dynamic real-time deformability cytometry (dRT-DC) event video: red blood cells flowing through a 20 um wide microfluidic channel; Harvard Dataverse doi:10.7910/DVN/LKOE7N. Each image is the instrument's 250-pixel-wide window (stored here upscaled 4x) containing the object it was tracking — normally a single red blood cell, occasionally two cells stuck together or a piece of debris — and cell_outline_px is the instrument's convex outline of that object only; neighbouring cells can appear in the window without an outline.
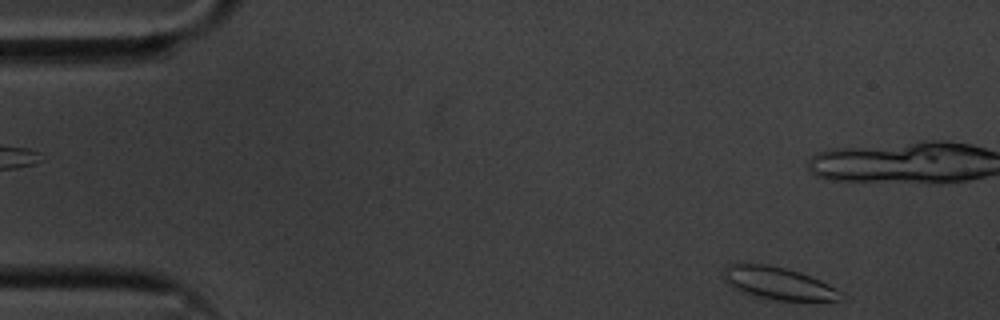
{"species": "common noctule bat (a hibernating species)", "species_latin": "Nyctalus noctula", "temperature_condition": "cold", "stored_images_in_passage": 53, "camera_frame_rate_fps": 3000, "um_per_image_px": 0.085, "animal": {"sex": "male", "body_mass_g": 20.1, "forearm_length_mm": 53.5}, "frame": {"image": 1, "passage_image": 1, "time_ms": 0.0, "image_size_px": [1000, 320], "cell_outline_px": [[848, 296], [844, 300], [776, 300], [744, 292], [732, 288], [724, 280], [724, 268], [728, 264], [768, 264], [800, 272], [820, 280], [836, 288]], "centroid_in_image_um": [66.21, 24.08], "position_along_channel_um": 18.8, "area_um2": 22.02}}
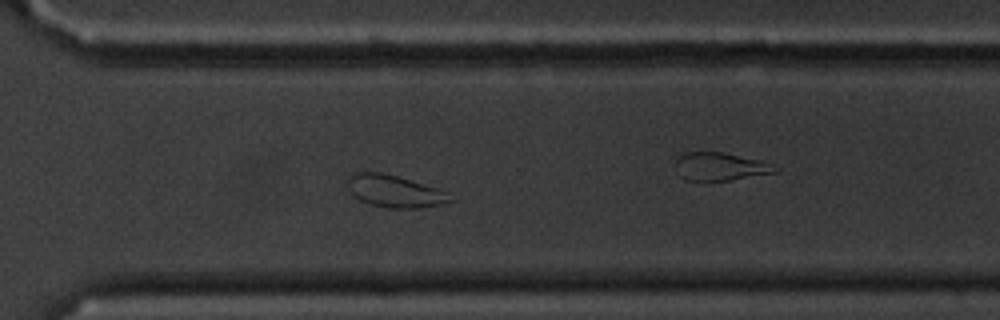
{"frame": {"image": 2, "passage_image": 36, "time_ms": 11.667, "image_size_px": [1000, 320], "cell_outline_px": [[456, 200], [444, 204], [420, 208], [388, 208], [372, 204], [360, 200], [352, 192], [348, 184], [348, 176], [356, 172], [380, 172], [396, 176], [440, 188]], "centroid_in_image_um": [33.61, 16.26], "position_along_channel_um": 337.0, "area_um2": 19.13}}
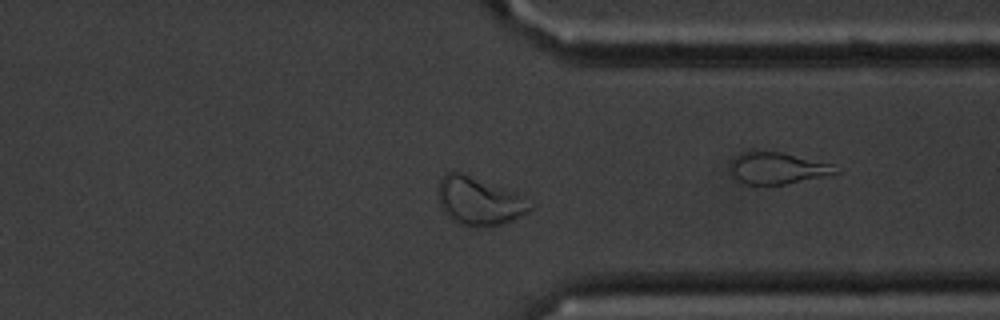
{"frame": {"image": 3, "passage_image": 39, "time_ms": 12.667, "image_size_px": [1000, 320], "cell_outline_px": [[532, 208], [528, 212], [512, 220], [500, 224], [476, 228], [468, 228], [456, 224], [444, 212], [440, 204], [436, 192], [440, 176], [448, 172], [460, 172], [512, 192], [520, 196], [532, 204]], "centroid_in_image_um": [40.63, 17.13], "position_along_channel_um": 370.8, "area_um2": 25.66}, "authors_computed_cell_mechanics": {"area_um2": 20.2878, "velocity_mm_per_s": 3.5107, "shape_relaxation_time_tau1_ms": 4.768, "shape_relaxation_time_tau2_ms": 2.3642, "deformation_change_tau1": 0.0813, "deformation_change_tau2": 0.0692}}